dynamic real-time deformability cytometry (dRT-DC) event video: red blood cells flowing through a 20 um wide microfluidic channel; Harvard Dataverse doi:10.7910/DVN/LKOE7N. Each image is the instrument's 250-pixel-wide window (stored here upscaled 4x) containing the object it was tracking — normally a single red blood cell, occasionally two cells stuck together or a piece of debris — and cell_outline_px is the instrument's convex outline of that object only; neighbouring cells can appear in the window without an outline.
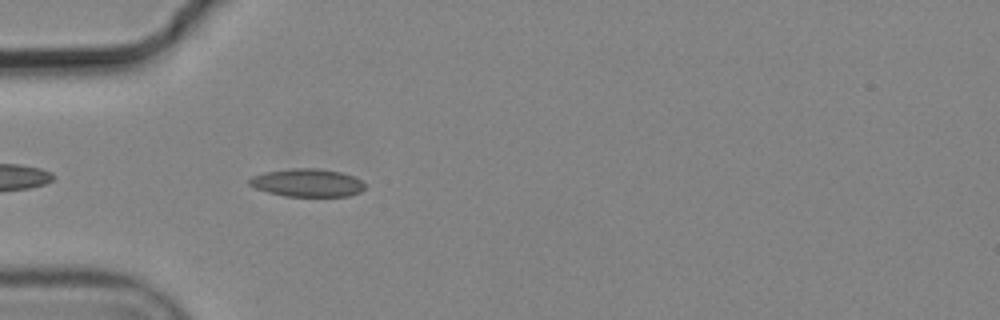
{"species": "common noctule bat (a hibernating species)", "species_latin": "Nyctalus noctula", "temperature_condition": "cold", "stored_images_in_passage": 4, "camera_frame_rate_fps": 3000, "um_per_image_px": 0.085, "animal": {"sex": "male", "body_mass_g": 19.2, "forearm_length_mm": 51.8}, "frame": {"image": 1, "passage_image": 4, "time_ms": 1.0, "image_size_px": [1000, 320], "cell_outline_px": [[364, 188], [360, 192], [348, 196], [284, 196], [268, 192], [256, 188], [248, 184], [248, 180], [252, 176], [264, 172], [292, 168], [316, 168], [340, 172], [352, 176], [360, 180], [364, 184]], "centroid_in_image_um": [26.09, 15.53], "position_along_channel_um": 58.9, "area_um2": 18.73}}